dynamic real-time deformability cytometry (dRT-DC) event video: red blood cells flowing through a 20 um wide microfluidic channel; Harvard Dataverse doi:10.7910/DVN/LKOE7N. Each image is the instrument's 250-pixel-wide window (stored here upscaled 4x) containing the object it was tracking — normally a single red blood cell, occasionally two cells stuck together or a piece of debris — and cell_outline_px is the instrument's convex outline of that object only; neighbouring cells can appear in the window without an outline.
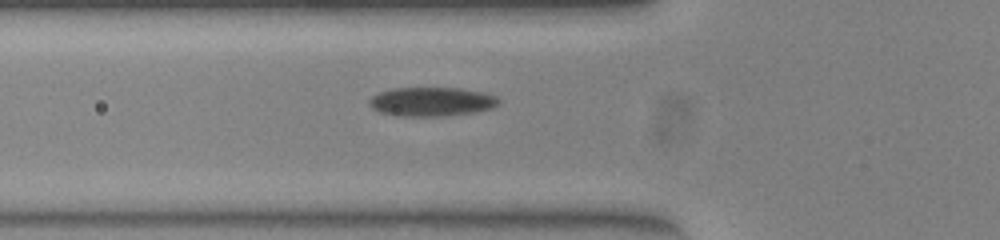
{"species": "common noctule bat (a hibernating species)", "species_latin": "Nyctalus noctula", "temperature_condition": "warm", "stored_images_in_passage": 37, "camera_frame_rate_fps": 3000, "um_per_image_px": 0.085, "animal": {"sex": "female", "body_mass_g": 23.0, "forearm_length_mm": 53.4}, "frame": {"image": 1, "passage_image": 2, "time_ms": 0.333, "image_size_px": [1000, 240], "cell_outline_px": [[500, 104], [492, 108], [476, 112], [444, 116], [400, 116], [380, 112], [372, 108], [368, 104], [368, 100], [372, 96], [380, 92], [392, 88], [460, 88], [484, 92], [496, 96], [500, 100]], "centroid_in_image_um": [36.7, 8.64], "position_along_channel_um": 89.1, "area_um2": 22.08}}
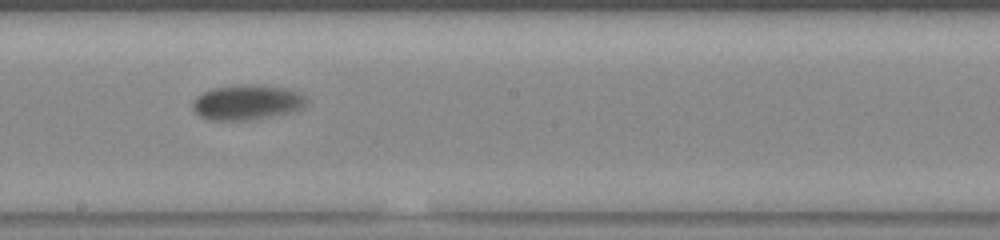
{"frame": {"image": 2, "passage_image": 13, "time_ms": 4.0, "image_size_px": [1000, 240], "cell_outline_px": [[308, 104], [304, 108], [292, 112], [252, 120], [208, 120], [200, 116], [192, 108], [192, 100], [196, 96], [212, 88], [240, 84], [252, 84], [288, 88], [300, 92], [308, 100]], "centroid_in_image_um": [21.02, 8.69], "position_along_channel_um": 227.2, "area_um2": 23.7}}
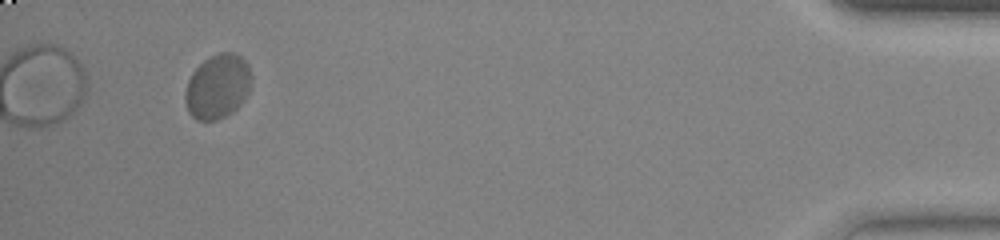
{"frame": {"image": 3, "passage_image": 34, "time_ms": 11.0, "image_size_px": [1000, 240], "cell_outline_px": [[252, 80], [248, 92], [244, 100], [232, 112], [216, 120], [196, 120], [188, 112], [184, 100], [184, 92], [188, 80], [192, 72], [204, 60], [220, 52], [232, 52], [240, 56], [248, 64], [252, 76]], "centroid_in_image_um": [18.49, 7.35], "position_along_channel_um": 416.7, "area_um2": 24.97}}